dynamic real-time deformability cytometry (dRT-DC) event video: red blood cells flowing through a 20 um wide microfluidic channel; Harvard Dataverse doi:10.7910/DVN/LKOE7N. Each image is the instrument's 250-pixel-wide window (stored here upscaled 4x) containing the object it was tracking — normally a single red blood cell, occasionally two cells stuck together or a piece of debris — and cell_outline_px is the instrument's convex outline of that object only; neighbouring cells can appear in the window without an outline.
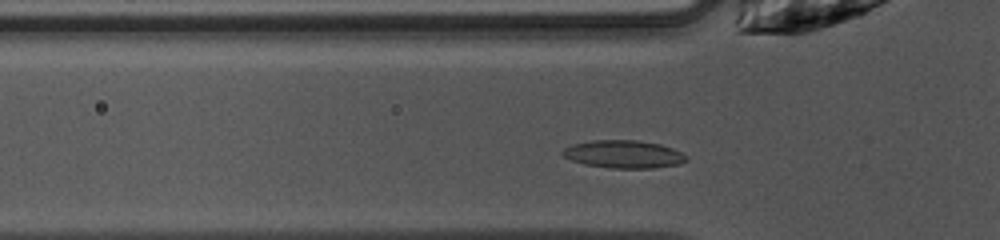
{"species": "common noctule bat (a hibernating species)", "species_latin": "Nyctalus noctula", "temperature_condition": "warm", "stored_images_in_passage": 28, "camera_frame_rate_fps": 3000, "um_per_image_px": 0.085, "animal": {"sex": "female", "body_mass_g": 10.0, "forearm_length_mm": 53.1}, "frame": {"image": 1, "passage_image": 3, "time_ms": 0.667, "image_size_px": [1000, 240], "cell_outline_px": [[688, 160], [680, 164], [656, 168], [612, 168], [584, 164], [572, 160], [564, 156], [560, 152], [564, 148], [572, 144], [592, 140], [636, 140], [660, 144], [672, 148], [688, 156]], "centroid_in_image_um": [53.03, 13.11], "position_along_channel_um": 72.8, "area_um2": 20.11}}
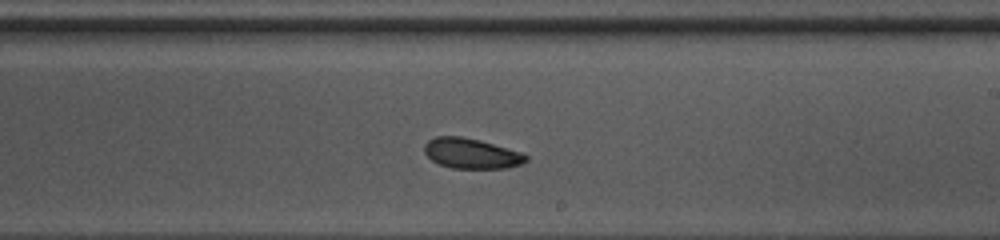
{"frame": {"image": 2, "passage_image": 16, "time_ms": 5.0, "image_size_px": [1000, 240], "cell_outline_px": [[528, 160], [520, 164], [508, 168], [452, 168], [440, 164], [432, 160], [424, 152], [424, 144], [428, 140], [436, 136], [460, 136], [480, 140], [520, 152], [528, 156]], "centroid_in_image_um": [40.05, 13.04], "position_along_channel_um": 249.0, "area_um2": 17.8}}
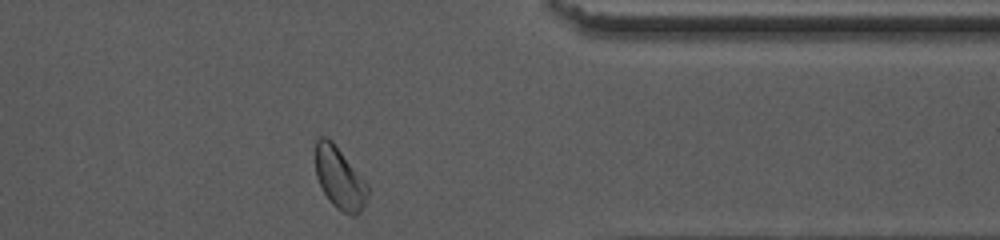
{"frame": {"image": 3, "passage_image": 27, "time_ms": 8.667, "image_size_px": [1000, 240], "cell_outline_px": [[368, 196], [360, 212], [356, 216], [352, 216], [336, 208], [328, 200], [316, 176], [316, 140], [320, 136], [328, 136], [332, 140], [368, 184]], "centroid_in_image_um": [28.87, 15.14], "position_along_channel_um": 382.5, "area_um2": 18.84}, "authors_computed_cell_mechanics": {"area_um2": 18.4382, "velocity_mm_per_s": 4.0329, "shape_relaxation_time_tau1_ms": 2.6003, "shape_relaxation_time_tau2_ms": 8.6537, "deformation_change_tau1": 0.1055, "deformation_change_tau2": 0.1558}}